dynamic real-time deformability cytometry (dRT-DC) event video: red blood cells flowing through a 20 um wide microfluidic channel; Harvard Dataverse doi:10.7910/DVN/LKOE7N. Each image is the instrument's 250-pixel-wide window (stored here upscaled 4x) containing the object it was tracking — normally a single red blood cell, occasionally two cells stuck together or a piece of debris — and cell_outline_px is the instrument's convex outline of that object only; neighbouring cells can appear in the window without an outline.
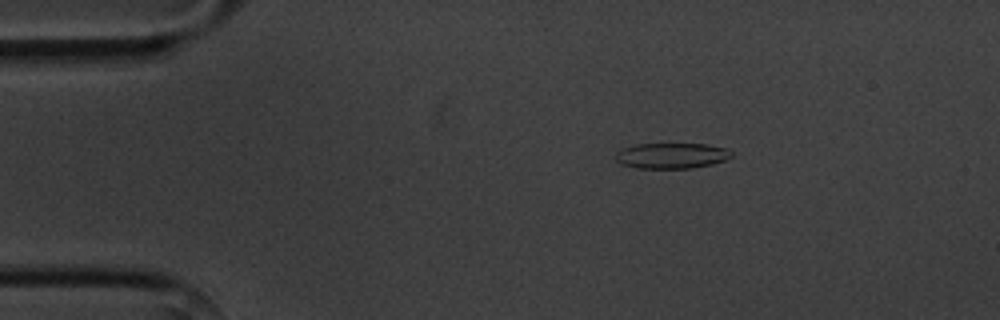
{"species": "common noctule bat (a hibernating species)", "species_latin": "Nyctalus noctula", "temperature_condition": "cold", "stored_images_in_passage": 3, "camera_frame_rate_fps": 3000, "um_per_image_px": 0.085, "animal": {"sex": "male", "body_mass_g": 20.1, "forearm_length_mm": 53.5}, "frame": {"image": 1, "passage_image": 1, "time_ms": 0.0, "image_size_px": [1000, 320], "cell_outline_px": [[732, 156], [724, 160], [712, 164], [692, 168], [636, 168], [620, 164], [616, 160], [616, 152], [620, 148], [636, 144], [704, 144], [724, 148], [732, 152]], "centroid_in_image_um": [57.03, 13.23], "position_along_channel_um": 28.0, "area_um2": 17.28}}